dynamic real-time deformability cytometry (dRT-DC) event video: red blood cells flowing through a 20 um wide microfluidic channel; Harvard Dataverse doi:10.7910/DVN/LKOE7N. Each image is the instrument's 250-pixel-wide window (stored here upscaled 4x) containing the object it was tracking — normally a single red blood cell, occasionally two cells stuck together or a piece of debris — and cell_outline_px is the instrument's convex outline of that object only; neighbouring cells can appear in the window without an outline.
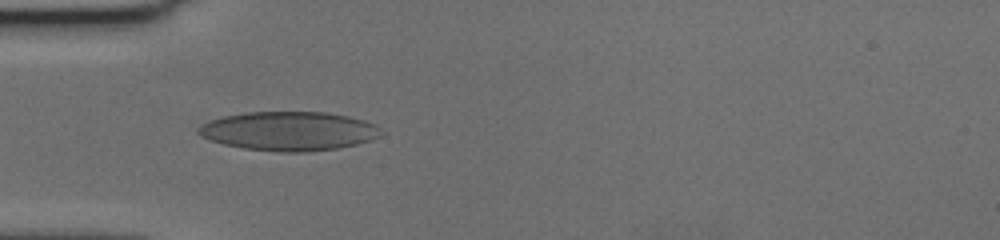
{"species": "human", "species_latin": "Homo sapiens", "temperature_condition": "cold", "stored_images_in_passage": 8, "camera_frame_rate_fps": 3000, "um_per_image_px": 0.085, "donor": {"sex": "female"}, "frame": {"image": 1, "passage_image": 1, "time_ms": 0.0, "image_size_px": [1000, 240], "cell_outline_px": [[384, 132], [380, 136], [372, 140], [356, 144], [336, 148], [308, 152], [280, 152], [240, 148], [224, 144], [200, 136], [196, 132], [196, 128], [200, 124], [224, 116], [248, 112], [324, 112], [348, 116], [364, 120], [376, 124]], "centroid_in_image_um": [24.56, 11.14], "position_along_channel_um": 60.4, "area_um2": 41.73}}
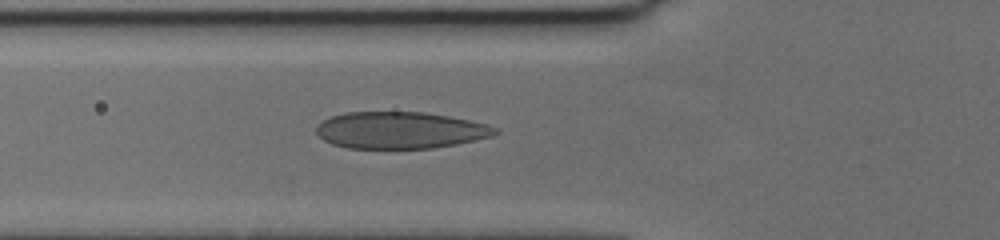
{"frame": {"image": 2, "passage_image": 4, "time_ms": 1.0, "image_size_px": [1000, 240], "cell_outline_px": [[500, 132], [492, 136], [476, 140], [456, 144], [432, 148], [348, 148], [332, 144], [324, 140], [316, 132], [316, 124], [332, 116], [344, 112], [424, 112], [448, 116], [488, 124], [496, 128]], "centroid_in_image_um": [34.01, 11.06], "position_along_channel_um": 91.8, "area_um2": 38.32}}
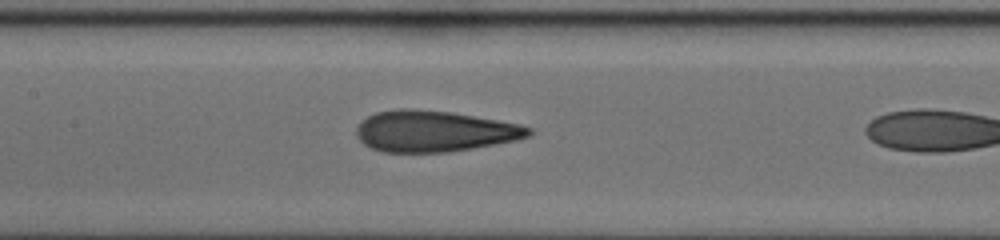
{"frame": {"image": 3, "passage_image": 7, "time_ms": 2.0, "image_size_px": [1000, 240], "cell_outline_px": [[532, 132], [528, 136], [516, 140], [496, 144], [448, 152], [384, 152], [372, 148], [364, 144], [356, 136], [356, 128], [360, 120], [376, 112], [400, 108], [408, 108], [452, 112], [520, 124], [532, 128]], "centroid_in_image_um": [36.89, 11.15], "position_along_channel_um": 170.5, "area_um2": 41.33}}